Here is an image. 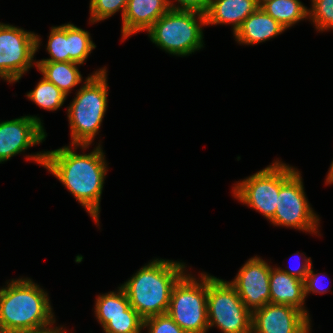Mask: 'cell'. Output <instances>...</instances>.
I'll return each instance as SVG.
<instances>
[{"mask_svg":"<svg viewBox=\"0 0 333 333\" xmlns=\"http://www.w3.org/2000/svg\"><path fill=\"white\" fill-rule=\"evenodd\" d=\"M205 14L169 9L146 32L151 42L170 55L186 57L204 48Z\"/></svg>","mask_w":333,"mask_h":333,"instance_id":"cell-5","label":"cell"},{"mask_svg":"<svg viewBox=\"0 0 333 333\" xmlns=\"http://www.w3.org/2000/svg\"><path fill=\"white\" fill-rule=\"evenodd\" d=\"M42 121L35 115H25L0 122V164L46 140Z\"/></svg>","mask_w":333,"mask_h":333,"instance_id":"cell-12","label":"cell"},{"mask_svg":"<svg viewBox=\"0 0 333 333\" xmlns=\"http://www.w3.org/2000/svg\"><path fill=\"white\" fill-rule=\"evenodd\" d=\"M207 317L209 330L222 333H252V313L235 288L224 279L207 273Z\"/></svg>","mask_w":333,"mask_h":333,"instance_id":"cell-8","label":"cell"},{"mask_svg":"<svg viewBox=\"0 0 333 333\" xmlns=\"http://www.w3.org/2000/svg\"><path fill=\"white\" fill-rule=\"evenodd\" d=\"M308 20L313 23L316 31L333 30V0H310Z\"/></svg>","mask_w":333,"mask_h":333,"instance_id":"cell-25","label":"cell"},{"mask_svg":"<svg viewBox=\"0 0 333 333\" xmlns=\"http://www.w3.org/2000/svg\"><path fill=\"white\" fill-rule=\"evenodd\" d=\"M271 267L256 255L240 267L233 280L228 281L251 313L270 302Z\"/></svg>","mask_w":333,"mask_h":333,"instance_id":"cell-11","label":"cell"},{"mask_svg":"<svg viewBox=\"0 0 333 333\" xmlns=\"http://www.w3.org/2000/svg\"><path fill=\"white\" fill-rule=\"evenodd\" d=\"M96 48L90 32L68 23V53L69 62L83 65L86 59Z\"/></svg>","mask_w":333,"mask_h":333,"instance_id":"cell-22","label":"cell"},{"mask_svg":"<svg viewBox=\"0 0 333 333\" xmlns=\"http://www.w3.org/2000/svg\"><path fill=\"white\" fill-rule=\"evenodd\" d=\"M94 306L95 318L103 327L110 318L127 316L130 303L123 288L118 286L116 291L97 295Z\"/></svg>","mask_w":333,"mask_h":333,"instance_id":"cell-19","label":"cell"},{"mask_svg":"<svg viewBox=\"0 0 333 333\" xmlns=\"http://www.w3.org/2000/svg\"><path fill=\"white\" fill-rule=\"evenodd\" d=\"M169 9L168 0H128L122 18V41L147 31Z\"/></svg>","mask_w":333,"mask_h":333,"instance_id":"cell-14","label":"cell"},{"mask_svg":"<svg viewBox=\"0 0 333 333\" xmlns=\"http://www.w3.org/2000/svg\"><path fill=\"white\" fill-rule=\"evenodd\" d=\"M311 329H312V328H310V329L307 331V333H311V331H312Z\"/></svg>","mask_w":333,"mask_h":333,"instance_id":"cell-34","label":"cell"},{"mask_svg":"<svg viewBox=\"0 0 333 333\" xmlns=\"http://www.w3.org/2000/svg\"><path fill=\"white\" fill-rule=\"evenodd\" d=\"M303 178L296 169L280 186L276 212L269 220L273 226L296 229L321 236L320 217L309 203Z\"/></svg>","mask_w":333,"mask_h":333,"instance_id":"cell-9","label":"cell"},{"mask_svg":"<svg viewBox=\"0 0 333 333\" xmlns=\"http://www.w3.org/2000/svg\"><path fill=\"white\" fill-rule=\"evenodd\" d=\"M294 255H296L298 259L302 258V261L300 262L301 264H299L298 267L293 268L290 266L285 269L282 267L279 268L287 274L291 275L292 277L304 281L310 270L311 265H313L312 259L311 257H306L303 253H299V251H297L296 254L294 253Z\"/></svg>","mask_w":333,"mask_h":333,"instance_id":"cell-30","label":"cell"},{"mask_svg":"<svg viewBox=\"0 0 333 333\" xmlns=\"http://www.w3.org/2000/svg\"><path fill=\"white\" fill-rule=\"evenodd\" d=\"M259 8L256 0H210L205 13L206 25H232V33Z\"/></svg>","mask_w":333,"mask_h":333,"instance_id":"cell-15","label":"cell"},{"mask_svg":"<svg viewBox=\"0 0 333 333\" xmlns=\"http://www.w3.org/2000/svg\"><path fill=\"white\" fill-rule=\"evenodd\" d=\"M49 294L31 278L8 280L0 287V333L55 327Z\"/></svg>","mask_w":333,"mask_h":333,"instance_id":"cell-2","label":"cell"},{"mask_svg":"<svg viewBox=\"0 0 333 333\" xmlns=\"http://www.w3.org/2000/svg\"><path fill=\"white\" fill-rule=\"evenodd\" d=\"M15 333H67V329H66V327L64 328V326H62V325H60V326L58 325L55 327L36 330V331H25V332H15Z\"/></svg>","mask_w":333,"mask_h":333,"instance_id":"cell-31","label":"cell"},{"mask_svg":"<svg viewBox=\"0 0 333 333\" xmlns=\"http://www.w3.org/2000/svg\"><path fill=\"white\" fill-rule=\"evenodd\" d=\"M40 35L18 26L0 22V78L12 84L19 82L31 67L41 46Z\"/></svg>","mask_w":333,"mask_h":333,"instance_id":"cell-10","label":"cell"},{"mask_svg":"<svg viewBox=\"0 0 333 333\" xmlns=\"http://www.w3.org/2000/svg\"><path fill=\"white\" fill-rule=\"evenodd\" d=\"M311 322L295 307L269 302L252 313V333H307Z\"/></svg>","mask_w":333,"mask_h":333,"instance_id":"cell-13","label":"cell"},{"mask_svg":"<svg viewBox=\"0 0 333 333\" xmlns=\"http://www.w3.org/2000/svg\"><path fill=\"white\" fill-rule=\"evenodd\" d=\"M269 285L270 303L290 305L301 310L311 319L309 311L305 307L304 281L292 277L277 266H273L271 267Z\"/></svg>","mask_w":333,"mask_h":333,"instance_id":"cell-16","label":"cell"},{"mask_svg":"<svg viewBox=\"0 0 333 333\" xmlns=\"http://www.w3.org/2000/svg\"><path fill=\"white\" fill-rule=\"evenodd\" d=\"M26 97L47 111H57L62 108L64 102L67 100V95L43 76L34 90L27 92Z\"/></svg>","mask_w":333,"mask_h":333,"instance_id":"cell-21","label":"cell"},{"mask_svg":"<svg viewBox=\"0 0 333 333\" xmlns=\"http://www.w3.org/2000/svg\"><path fill=\"white\" fill-rule=\"evenodd\" d=\"M322 276H327V275L322 274ZM322 276H321V273H314L313 266L311 265L310 270L304 280L305 299L308 297V295L310 293L324 294V293H327L329 290L331 291L330 288L328 289V286L326 285V283L324 284L322 282L323 281ZM323 285H326V286H323Z\"/></svg>","mask_w":333,"mask_h":333,"instance_id":"cell-28","label":"cell"},{"mask_svg":"<svg viewBox=\"0 0 333 333\" xmlns=\"http://www.w3.org/2000/svg\"><path fill=\"white\" fill-rule=\"evenodd\" d=\"M286 30L302 20H308V7L300 0H272L261 7Z\"/></svg>","mask_w":333,"mask_h":333,"instance_id":"cell-20","label":"cell"},{"mask_svg":"<svg viewBox=\"0 0 333 333\" xmlns=\"http://www.w3.org/2000/svg\"><path fill=\"white\" fill-rule=\"evenodd\" d=\"M186 267L184 262L154 258L120 286L125 291L130 306L143 319L165 314L172 288L188 270Z\"/></svg>","mask_w":333,"mask_h":333,"instance_id":"cell-3","label":"cell"},{"mask_svg":"<svg viewBox=\"0 0 333 333\" xmlns=\"http://www.w3.org/2000/svg\"><path fill=\"white\" fill-rule=\"evenodd\" d=\"M259 8H261L265 3L272 1V0H256Z\"/></svg>","mask_w":333,"mask_h":333,"instance_id":"cell-33","label":"cell"},{"mask_svg":"<svg viewBox=\"0 0 333 333\" xmlns=\"http://www.w3.org/2000/svg\"><path fill=\"white\" fill-rule=\"evenodd\" d=\"M297 168L275 160L243 180L237 181L233 188V197L243 205L258 211L268 221L276 212L281 184Z\"/></svg>","mask_w":333,"mask_h":333,"instance_id":"cell-7","label":"cell"},{"mask_svg":"<svg viewBox=\"0 0 333 333\" xmlns=\"http://www.w3.org/2000/svg\"><path fill=\"white\" fill-rule=\"evenodd\" d=\"M78 148L84 151L89 145L69 144L24 157L54 175L99 226L101 195L109 169L107 160L100 142L90 153L78 154Z\"/></svg>","mask_w":333,"mask_h":333,"instance_id":"cell-1","label":"cell"},{"mask_svg":"<svg viewBox=\"0 0 333 333\" xmlns=\"http://www.w3.org/2000/svg\"><path fill=\"white\" fill-rule=\"evenodd\" d=\"M46 50L50 55L49 58L36 60V62H69L68 23L51 27Z\"/></svg>","mask_w":333,"mask_h":333,"instance_id":"cell-23","label":"cell"},{"mask_svg":"<svg viewBox=\"0 0 333 333\" xmlns=\"http://www.w3.org/2000/svg\"><path fill=\"white\" fill-rule=\"evenodd\" d=\"M200 275V276H199ZM188 270L172 288L167 314L187 333H207V273ZM200 279V280H199Z\"/></svg>","mask_w":333,"mask_h":333,"instance_id":"cell-6","label":"cell"},{"mask_svg":"<svg viewBox=\"0 0 333 333\" xmlns=\"http://www.w3.org/2000/svg\"><path fill=\"white\" fill-rule=\"evenodd\" d=\"M107 67L94 71L67 106L70 145H92L108 107Z\"/></svg>","mask_w":333,"mask_h":333,"instance_id":"cell-4","label":"cell"},{"mask_svg":"<svg viewBox=\"0 0 333 333\" xmlns=\"http://www.w3.org/2000/svg\"><path fill=\"white\" fill-rule=\"evenodd\" d=\"M325 183H326V185H331V184H333V161H332V163H331V165H330V168H329V170H328V173H327V175H326V178H325Z\"/></svg>","mask_w":333,"mask_h":333,"instance_id":"cell-32","label":"cell"},{"mask_svg":"<svg viewBox=\"0 0 333 333\" xmlns=\"http://www.w3.org/2000/svg\"><path fill=\"white\" fill-rule=\"evenodd\" d=\"M147 333H187L167 314H161L144 319Z\"/></svg>","mask_w":333,"mask_h":333,"instance_id":"cell-27","label":"cell"},{"mask_svg":"<svg viewBox=\"0 0 333 333\" xmlns=\"http://www.w3.org/2000/svg\"><path fill=\"white\" fill-rule=\"evenodd\" d=\"M210 0H168L170 9L174 10H191L206 13ZM177 2V4H174Z\"/></svg>","mask_w":333,"mask_h":333,"instance_id":"cell-29","label":"cell"},{"mask_svg":"<svg viewBox=\"0 0 333 333\" xmlns=\"http://www.w3.org/2000/svg\"><path fill=\"white\" fill-rule=\"evenodd\" d=\"M285 30L262 8H258L243 21L233 37L238 44L258 45L281 35Z\"/></svg>","mask_w":333,"mask_h":333,"instance_id":"cell-17","label":"cell"},{"mask_svg":"<svg viewBox=\"0 0 333 333\" xmlns=\"http://www.w3.org/2000/svg\"><path fill=\"white\" fill-rule=\"evenodd\" d=\"M144 328V319L133 307L127 309V316H118L102 327L105 333H141Z\"/></svg>","mask_w":333,"mask_h":333,"instance_id":"cell-24","label":"cell"},{"mask_svg":"<svg viewBox=\"0 0 333 333\" xmlns=\"http://www.w3.org/2000/svg\"><path fill=\"white\" fill-rule=\"evenodd\" d=\"M128 0H90L89 3V24H96L121 12V20L124 16Z\"/></svg>","mask_w":333,"mask_h":333,"instance_id":"cell-26","label":"cell"},{"mask_svg":"<svg viewBox=\"0 0 333 333\" xmlns=\"http://www.w3.org/2000/svg\"><path fill=\"white\" fill-rule=\"evenodd\" d=\"M81 64L75 62H36V69L49 82L55 84L67 96L71 93L74 87L91 76L82 80V74L79 71Z\"/></svg>","mask_w":333,"mask_h":333,"instance_id":"cell-18","label":"cell"}]
</instances>
